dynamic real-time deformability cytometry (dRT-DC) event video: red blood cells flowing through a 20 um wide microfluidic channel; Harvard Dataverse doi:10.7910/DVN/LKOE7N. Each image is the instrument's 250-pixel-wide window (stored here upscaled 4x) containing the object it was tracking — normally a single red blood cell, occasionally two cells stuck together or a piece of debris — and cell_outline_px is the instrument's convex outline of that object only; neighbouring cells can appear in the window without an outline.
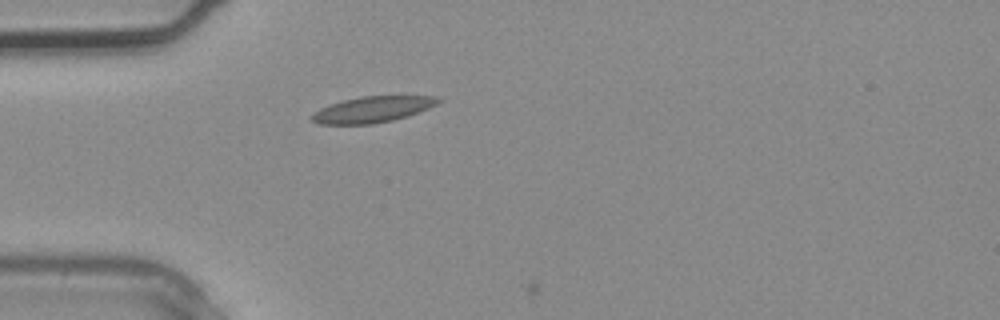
{"species": "common noctule bat (a hibernating species)", "species_latin": "Nyctalus noctula", "temperature_condition": "warm", "stored_images_in_passage": 2, "camera_frame_rate_fps": 3000, "um_per_image_px": 0.085, "animal": {"sex": "male", "body_mass_g": 20.4}, "frame": {"image": 1, "passage_image": 2, "time_ms": 0.333, "image_size_px": [1000, 320], "cell_outline_px": [[444, 100], [428, 108], [408, 116], [392, 120], [372, 124], [320, 124], [308, 120], [308, 116], [320, 108], [344, 100], [360, 96], [436, 96]], "centroid_in_image_um": [31.63, 9.31], "position_along_channel_um": 53.4, "area_um2": 19.19}}